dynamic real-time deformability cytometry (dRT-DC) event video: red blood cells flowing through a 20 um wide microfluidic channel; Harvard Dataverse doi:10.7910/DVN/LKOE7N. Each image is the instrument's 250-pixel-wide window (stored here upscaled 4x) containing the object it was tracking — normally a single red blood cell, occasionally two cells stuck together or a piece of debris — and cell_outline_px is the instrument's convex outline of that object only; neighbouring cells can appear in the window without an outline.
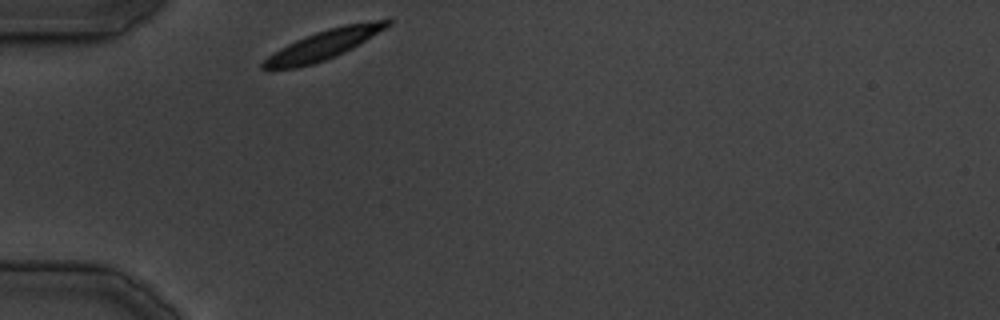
{"species": "common noctule bat (a hibernating species)", "species_latin": "Nyctalus noctula", "temperature_condition": "cold", "stored_images_in_passage": 18, "camera_frame_rate_fps": 3000, "um_per_image_px": 0.085, "animal": {"sex": "male", "body_mass_g": 19.5, "forearm_length_mm": 54.6}, "frame": {"image": 1, "passage_image": 1, "time_ms": 0.0, "image_size_px": [1000, 320], "cell_outline_px": [[392, 24], [352, 48], [344, 52], [324, 60], [312, 64], [296, 68], [260, 68], [260, 64], [268, 56], [280, 48], [304, 36], [328, 28], [344, 24], [388, 16], [392, 20]], "centroid_in_image_um": [27.61, 3.74], "position_along_channel_um": 57.4, "area_um2": 21.39}}
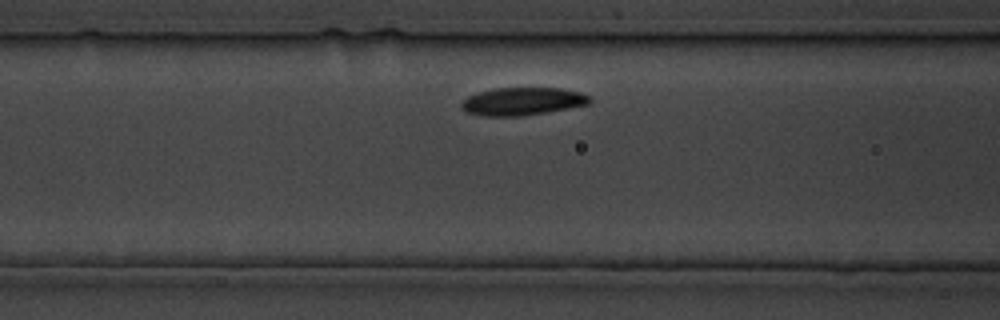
{"frame": {"image": 2, "passage_image": 6, "time_ms": 5.667, "image_size_px": [1000, 320], "cell_outline_px": [[592, 100], [588, 104], [568, 108], [520, 116], [484, 116], [468, 112], [460, 104], [468, 96], [480, 92], [496, 88], [560, 88], [580, 92], [592, 96]], "centroid_in_image_um": [44.45, 8.61], "position_along_channel_um": 122.1, "area_um2": 20.52}}
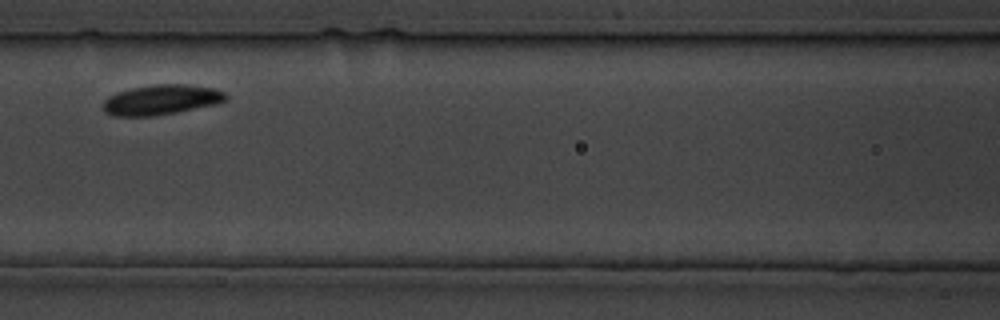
{"frame": {"image": 3, "passage_image": 8, "time_ms": 8.0, "image_size_px": [1000, 320], "cell_outline_px": [[228, 100], [220, 104], [156, 116], [112, 116], [104, 112], [104, 100], [108, 96], [116, 92], [132, 88], [152, 84], [184, 84], [212, 88], [224, 92], [228, 96]], "centroid_in_image_um": [13.73, 8.49], "position_along_channel_um": 152.9, "area_um2": 21.79}}